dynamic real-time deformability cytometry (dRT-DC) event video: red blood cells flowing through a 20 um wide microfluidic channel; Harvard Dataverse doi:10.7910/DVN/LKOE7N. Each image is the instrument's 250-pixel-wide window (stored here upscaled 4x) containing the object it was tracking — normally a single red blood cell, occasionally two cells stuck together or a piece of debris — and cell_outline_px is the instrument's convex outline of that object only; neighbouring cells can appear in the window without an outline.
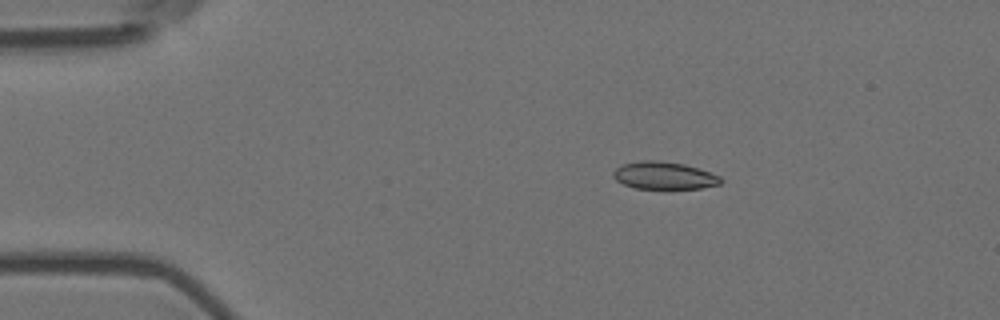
{"species": "Egyptian fruit bat (a non-hibernating species)", "species_latin": "Rousettus aegyptiacus", "temperature_condition": "room temperature", "stored_images_in_passage": 5, "camera_frame_rate_fps": 3000, "um_per_image_px": 0.085, "animal": {"sex": "female"}, "frame": {"image": 1, "passage_image": 3, "time_ms": 0.667, "image_size_px": [1000, 320], "cell_outline_px": [[724, 180], [720, 184], [700, 188], [636, 188], [624, 184], [616, 180], [612, 176], [612, 172], [620, 164], [640, 160], [660, 160], [684, 164], [720, 176]], "centroid_in_image_um": [56.41, 14.9], "position_along_channel_um": 28.6, "area_um2": 17.17}}
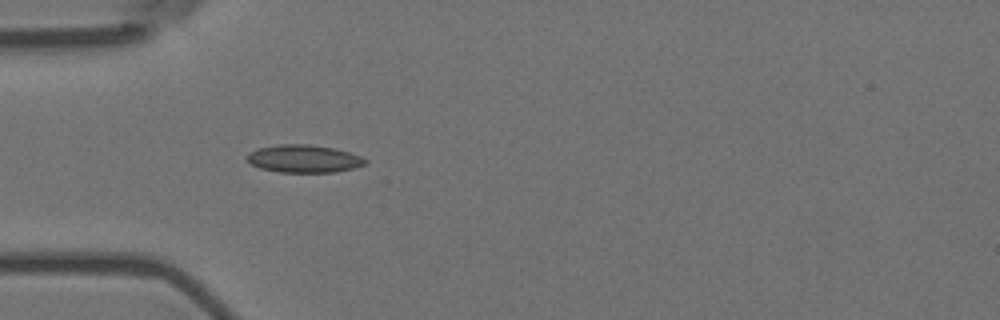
{"frame": {"image": 2, "passage_image": 5, "time_ms": 1.333, "image_size_px": [1000, 320], "cell_outline_px": [[368, 160], [364, 164], [352, 168], [336, 172], [280, 172], [260, 168], [252, 164], [248, 160], [248, 152], [256, 148], [280, 144], [308, 144], [336, 148], [360, 156]], "centroid_in_image_um": [25.82, 13.48], "position_along_channel_um": 59.2, "area_um2": 19.02}}